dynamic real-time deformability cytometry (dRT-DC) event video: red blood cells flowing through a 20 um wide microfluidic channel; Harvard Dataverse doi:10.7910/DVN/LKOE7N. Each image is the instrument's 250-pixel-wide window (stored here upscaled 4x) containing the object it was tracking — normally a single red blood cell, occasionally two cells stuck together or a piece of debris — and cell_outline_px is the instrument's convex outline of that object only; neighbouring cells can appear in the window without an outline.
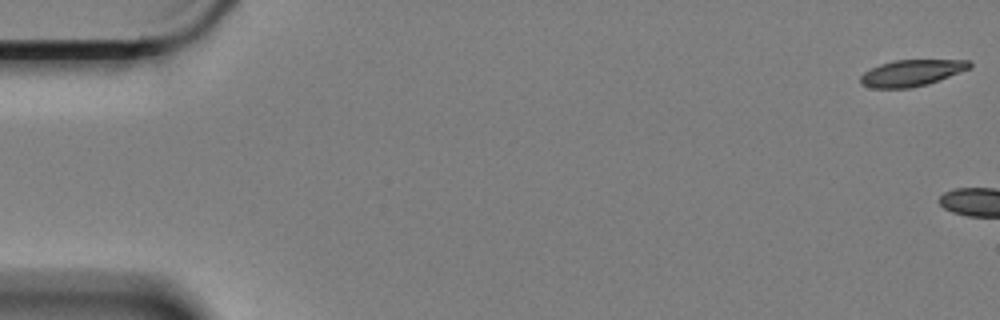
{"species": "Egyptian fruit bat (a non-hibernating species)", "species_latin": "Rousettus aegyptiacus", "temperature_condition": "cold", "stored_images_in_passage": 5, "camera_frame_rate_fps": 3000, "um_per_image_px": 0.085, "animal": {"sex": "female"}, "frame": {"image": 1, "passage_image": 1, "time_ms": 0.0, "image_size_px": [1000, 320], "cell_outline_px": [[972, 64], [968, 68], [948, 76], [924, 84], [908, 88], [872, 88], [860, 84], [860, 76], [864, 72], [880, 64], [892, 60], [968, 60]], "centroid_in_image_um": [77.4, 6.19], "position_along_channel_um": 7.6, "area_um2": 16.36}}